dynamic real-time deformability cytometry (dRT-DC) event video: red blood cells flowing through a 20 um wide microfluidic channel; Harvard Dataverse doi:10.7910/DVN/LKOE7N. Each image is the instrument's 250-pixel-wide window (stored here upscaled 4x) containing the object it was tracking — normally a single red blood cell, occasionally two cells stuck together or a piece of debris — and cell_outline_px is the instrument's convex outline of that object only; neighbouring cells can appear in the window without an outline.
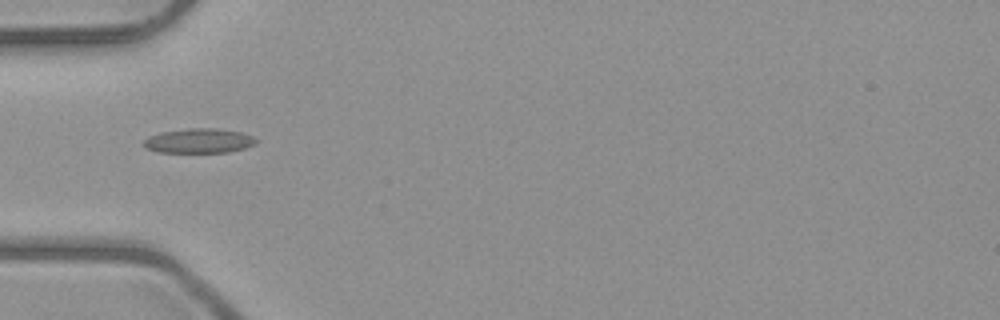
{"species": "common noctule bat (a hibernating species)", "species_latin": "Nyctalus noctula", "temperature_condition": "room temperature", "stored_images_in_passage": 1, "camera_frame_rate_fps": 3000, "um_per_image_px": 0.085, "animal": {"sex": "male", "body_mass_g": 23.1, "forearm_length_mm": 52.7}, "frame": {"image": 1, "passage_image": 1, "time_ms": 0.0, "image_size_px": [1000, 320], "cell_outline_px": [[260, 140], [256, 144], [244, 148], [228, 152], [160, 152], [144, 148], [144, 140], [148, 136], [160, 132], [188, 128], [216, 128], [240, 132], [252, 136]], "centroid_in_image_um": [16.92, 11.96], "position_along_channel_um": 68.1, "area_um2": 16.18}}